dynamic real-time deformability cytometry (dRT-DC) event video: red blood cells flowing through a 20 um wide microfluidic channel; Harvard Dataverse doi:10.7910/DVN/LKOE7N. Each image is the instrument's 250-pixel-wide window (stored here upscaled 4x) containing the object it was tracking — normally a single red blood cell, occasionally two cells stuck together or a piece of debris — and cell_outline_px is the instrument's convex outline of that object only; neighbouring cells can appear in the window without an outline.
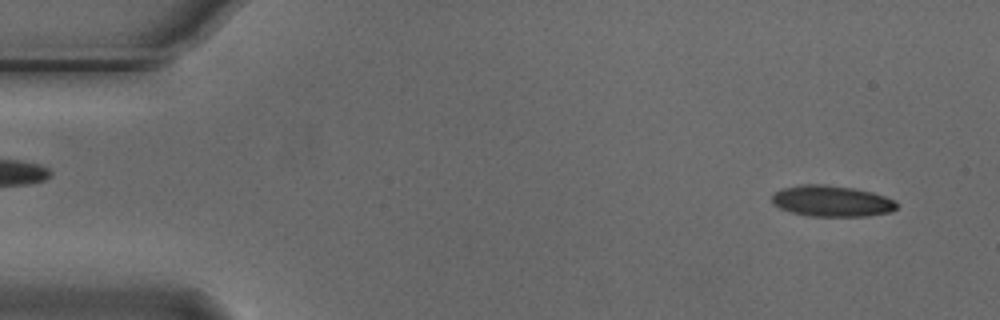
{"species": "Egyptian fruit bat (a non-hibernating species)", "species_latin": "Rousettus aegyptiacus", "temperature_condition": "cold", "stored_images_in_passage": 4, "segment_of_instrument_passage": [2, 2], "camera_frame_rate_fps": 3000, "um_per_image_px": 0.085, "animal": {"sex": "male"}, "frame": {"image": 1, "passage_image": 4, "time_ms": 1.0, "image_size_px": [1000, 320], "cell_outline_px": [[900, 204], [892, 212], [868, 216], [808, 216], [792, 212], [780, 208], [772, 204], [772, 196], [780, 188], [800, 184], [824, 184], [852, 188], [872, 192], [896, 200]], "centroid_in_image_um": [70.71, 17.09], "position_along_channel_um": 14.3, "area_um2": 22.83}}